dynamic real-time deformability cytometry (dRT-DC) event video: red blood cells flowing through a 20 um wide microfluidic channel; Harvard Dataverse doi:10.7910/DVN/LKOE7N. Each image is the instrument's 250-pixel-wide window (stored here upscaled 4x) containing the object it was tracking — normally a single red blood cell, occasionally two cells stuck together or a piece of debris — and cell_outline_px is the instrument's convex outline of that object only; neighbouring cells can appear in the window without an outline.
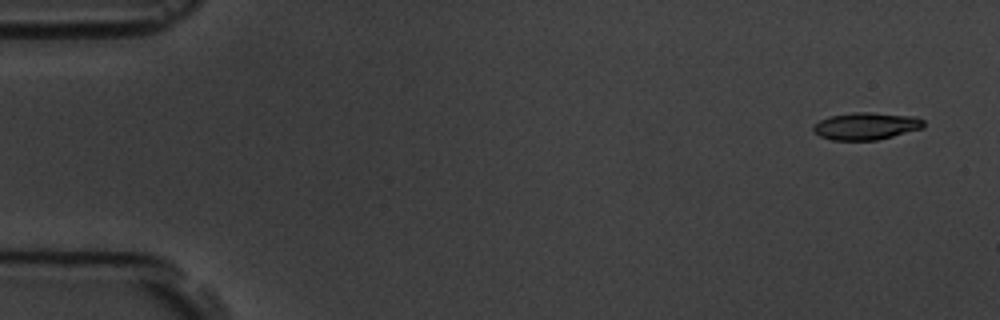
{"species": "common noctule bat (a hibernating species)", "species_latin": "Nyctalus noctula", "temperature_condition": "room temperature", "stored_images_in_passage": 4, "camera_frame_rate_fps": 3000, "um_per_image_px": 0.085, "animal": {"sex": "male", "body_mass_g": 19.5, "forearm_length_mm": 54.6}, "frame": {"image": 1, "passage_image": 1, "time_ms": 0.0, "image_size_px": [1000, 320], "cell_outline_px": [[924, 124], [920, 128], [892, 136], [876, 140], [832, 140], [820, 136], [812, 128], [820, 120], [828, 116], [852, 112], [868, 112], [916, 116], [924, 120]], "centroid_in_image_um": [73.6, 10.7], "position_along_channel_um": 11.4, "area_um2": 17.34}}
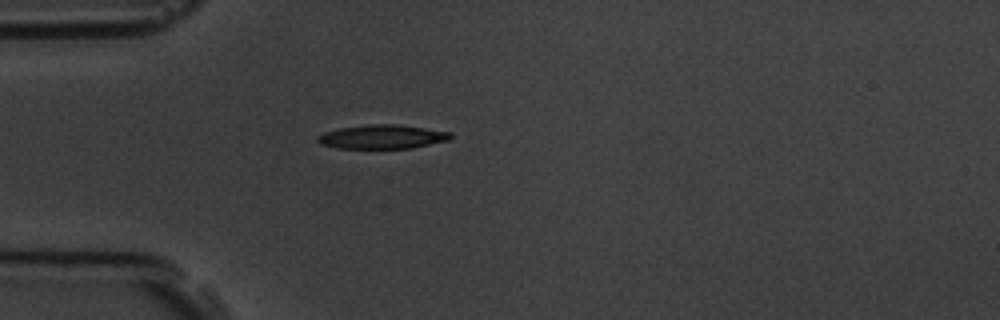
{"frame": {"image": 2, "passage_image": 4, "time_ms": 4.333, "image_size_px": [1000, 320], "cell_outline_px": [[452, 136], [448, 140], [412, 148], [336, 148], [320, 144], [316, 140], [316, 136], [324, 132], [340, 128], [372, 124], [396, 124], [452, 132]], "centroid_in_image_um": [32.46, 11.63], "position_along_channel_um": 52.5, "area_um2": 18.5}}